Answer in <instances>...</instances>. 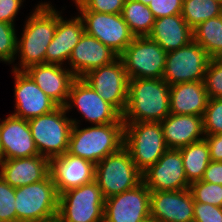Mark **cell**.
I'll list each match as a JSON object with an SVG mask.
<instances>
[{
	"instance_id": "obj_1",
	"label": "cell",
	"mask_w": 222,
	"mask_h": 222,
	"mask_svg": "<svg viewBox=\"0 0 222 222\" xmlns=\"http://www.w3.org/2000/svg\"><path fill=\"white\" fill-rule=\"evenodd\" d=\"M34 9L25 21L22 37L17 38L16 56L20 63L14 65V70L25 71L45 63L47 47L57 27V10L49 2H41Z\"/></svg>"
},
{
	"instance_id": "obj_2",
	"label": "cell",
	"mask_w": 222,
	"mask_h": 222,
	"mask_svg": "<svg viewBox=\"0 0 222 222\" xmlns=\"http://www.w3.org/2000/svg\"><path fill=\"white\" fill-rule=\"evenodd\" d=\"M169 90L163 79H129L123 122H162L170 114Z\"/></svg>"
},
{
	"instance_id": "obj_3",
	"label": "cell",
	"mask_w": 222,
	"mask_h": 222,
	"mask_svg": "<svg viewBox=\"0 0 222 222\" xmlns=\"http://www.w3.org/2000/svg\"><path fill=\"white\" fill-rule=\"evenodd\" d=\"M68 153L95 165L109 154L117 152L124 143V122L88 126L80 129V120L72 119Z\"/></svg>"
},
{
	"instance_id": "obj_4",
	"label": "cell",
	"mask_w": 222,
	"mask_h": 222,
	"mask_svg": "<svg viewBox=\"0 0 222 222\" xmlns=\"http://www.w3.org/2000/svg\"><path fill=\"white\" fill-rule=\"evenodd\" d=\"M16 222H44L57 217L59 194L50 174L43 180L15 188Z\"/></svg>"
},
{
	"instance_id": "obj_5",
	"label": "cell",
	"mask_w": 222,
	"mask_h": 222,
	"mask_svg": "<svg viewBox=\"0 0 222 222\" xmlns=\"http://www.w3.org/2000/svg\"><path fill=\"white\" fill-rule=\"evenodd\" d=\"M123 146L141 173L168 150L160 122H124Z\"/></svg>"
},
{
	"instance_id": "obj_6",
	"label": "cell",
	"mask_w": 222,
	"mask_h": 222,
	"mask_svg": "<svg viewBox=\"0 0 222 222\" xmlns=\"http://www.w3.org/2000/svg\"><path fill=\"white\" fill-rule=\"evenodd\" d=\"M64 106L52 112L28 120V125L39 152L48 159L68 151L73 122L66 116Z\"/></svg>"
},
{
	"instance_id": "obj_7",
	"label": "cell",
	"mask_w": 222,
	"mask_h": 222,
	"mask_svg": "<svg viewBox=\"0 0 222 222\" xmlns=\"http://www.w3.org/2000/svg\"><path fill=\"white\" fill-rule=\"evenodd\" d=\"M95 181L107 199L135 188L142 182V173L123 146L95 165Z\"/></svg>"
},
{
	"instance_id": "obj_8",
	"label": "cell",
	"mask_w": 222,
	"mask_h": 222,
	"mask_svg": "<svg viewBox=\"0 0 222 222\" xmlns=\"http://www.w3.org/2000/svg\"><path fill=\"white\" fill-rule=\"evenodd\" d=\"M105 198L94 180L59 195L60 222H104Z\"/></svg>"
},
{
	"instance_id": "obj_9",
	"label": "cell",
	"mask_w": 222,
	"mask_h": 222,
	"mask_svg": "<svg viewBox=\"0 0 222 222\" xmlns=\"http://www.w3.org/2000/svg\"><path fill=\"white\" fill-rule=\"evenodd\" d=\"M167 52L148 37H135L119 55L129 79H162Z\"/></svg>"
},
{
	"instance_id": "obj_10",
	"label": "cell",
	"mask_w": 222,
	"mask_h": 222,
	"mask_svg": "<svg viewBox=\"0 0 222 222\" xmlns=\"http://www.w3.org/2000/svg\"><path fill=\"white\" fill-rule=\"evenodd\" d=\"M207 52L194 40L167 52L163 80L169 85L204 81L210 61Z\"/></svg>"
},
{
	"instance_id": "obj_11",
	"label": "cell",
	"mask_w": 222,
	"mask_h": 222,
	"mask_svg": "<svg viewBox=\"0 0 222 222\" xmlns=\"http://www.w3.org/2000/svg\"><path fill=\"white\" fill-rule=\"evenodd\" d=\"M107 103L121 115L127 105L129 78L122 60L118 57L112 63L88 71L81 77Z\"/></svg>"
},
{
	"instance_id": "obj_12",
	"label": "cell",
	"mask_w": 222,
	"mask_h": 222,
	"mask_svg": "<svg viewBox=\"0 0 222 222\" xmlns=\"http://www.w3.org/2000/svg\"><path fill=\"white\" fill-rule=\"evenodd\" d=\"M79 16L85 33L101 41L118 56L135 38L121 14L80 11Z\"/></svg>"
},
{
	"instance_id": "obj_13",
	"label": "cell",
	"mask_w": 222,
	"mask_h": 222,
	"mask_svg": "<svg viewBox=\"0 0 222 222\" xmlns=\"http://www.w3.org/2000/svg\"><path fill=\"white\" fill-rule=\"evenodd\" d=\"M76 107L82 117L92 125L123 122L122 115L82 78L73 82L65 109L68 112Z\"/></svg>"
},
{
	"instance_id": "obj_14",
	"label": "cell",
	"mask_w": 222,
	"mask_h": 222,
	"mask_svg": "<svg viewBox=\"0 0 222 222\" xmlns=\"http://www.w3.org/2000/svg\"><path fill=\"white\" fill-rule=\"evenodd\" d=\"M150 193L141 182L133 189L105 199L104 222H144L149 219Z\"/></svg>"
},
{
	"instance_id": "obj_15",
	"label": "cell",
	"mask_w": 222,
	"mask_h": 222,
	"mask_svg": "<svg viewBox=\"0 0 222 222\" xmlns=\"http://www.w3.org/2000/svg\"><path fill=\"white\" fill-rule=\"evenodd\" d=\"M142 182L150 191L186 190L190 187L179 149H168L142 173Z\"/></svg>"
},
{
	"instance_id": "obj_16",
	"label": "cell",
	"mask_w": 222,
	"mask_h": 222,
	"mask_svg": "<svg viewBox=\"0 0 222 222\" xmlns=\"http://www.w3.org/2000/svg\"><path fill=\"white\" fill-rule=\"evenodd\" d=\"M15 78L13 116L30 120L52 112L58 105L49 98L25 71L12 69Z\"/></svg>"
},
{
	"instance_id": "obj_17",
	"label": "cell",
	"mask_w": 222,
	"mask_h": 222,
	"mask_svg": "<svg viewBox=\"0 0 222 222\" xmlns=\"http://www.w3.org/2000/svg\"><path fill=\"white\" fill-rule=\"evenodd\" d=\"M49 172L59 195L95 180V164L68 152L49 159Z\"/></svg>"
},
{
	"instance_id": "obj_18",
	"label": "cell",
	"mask_w": 222,
	"mask_h": 222,
	"mask_svg": "<svg viewBox=\"0 0 222 222\" xmlns=\"http://www.w3.org/2000/svg\"><path fill=\"white\" fill-rule=\"evenodd\" d=\"M194 200L188 189L151 191L150 217L157 222H192Z\"/></svg>"
},
{
	"instance_id": "obj_19",
	"label": "cell",
	"mask_w": 222,
	"mask_h": 222,
	"mask_svg": "<svg viewBox=\"0 0 222 222\" xmlns=\"http://www.w3.org/2000/svg\"><path fill=\"white\" fill-rule=\"evenodd\" d=\"M25 72L58 106H65L71 86L77 78L69 68L58 64L42 63L30 66Z\"/></svg>"
},
{
	"instance_id": "obj_20",
	"label": "cell",
	"mask_w": 222,
	"mask_h": 222,
	"mask_svg": "<svg viewBox=\"0 0 222 222\" xmlns=\"http://www.w3.org/2000/svg\"><path fill=\"white\" fill-rule=\"evenodd\" d=\"M0 121V145L4 160L39 155L28 120L9 114Z\"/></svg>"
},
{
	"instance_id": "obj_21",
	"label": "cell",
	"mask_w": 222,
	"mask_h": 222,
	"mask_svg": "<svg viewBox=\"0 0 222 222\" xmlns=\"http://www.w3.org/2000/svg\"><path fill=\"white\" fill-rule=\"evenodd\" d=\"M119 56L101 41L86 33L74 47L68 61L71 72L81 78L88 71L108 65Z\"/></svg>"
},
{
	"instance_id": "obj_22",
	"label": "cell",
	"mask_w": 222,
	"mask_h": 222,
	"mask_svg": "<svg viewBox=\"0 0 222 222\" xmlns=\"http://www.w3.org/2000/svg\"><path fill=\"white\" fill-rule=\"evenodd\" d=\"M61 13L57 10V27L47 47L45 63L63 66L64 62L69 61L74 47L85 31L83 20L79 15L73 19L64 20Z\"/></svg>"
},
{
	"instance_id": "obj_23",
	"label": "cell",
	"mask_w": 222,
	"mask_h": 222,
	"mask_svg": "<svg viewBox=\"0 0 222 222\" xmlns=\"http://www.w3.org/2000/svg\"><path fill=\"white\" fill-rule=\"evenodd\" d=\"M49 174V159L43 155L6 159L0 164L1 178L13 188L39 182Z\"/></svg>"
},
{
	"instance_id": "obj_24",
	"label": "cell",
	"mask_w": 222,
	"mask_h": 222,
	"mask_svg": "<svg viewBox=\"0 0 222 222\" xmlns=\"http://www.w3.org/2000/svg\"><path fill=\"white\" fill-rule=\"evenodd\" d=\"M160 124L168 149H179L205 137L202 116L169 114Z\"/></svg>"
},
{
	"instance_id": "obj_25",
	"label": "cell",
	"mask_w": 222,
	"mask_h": 222,
	"mask_svg": "<svg viewBox=\"0 0 222 222\" xmlns=\"http://www.w3.org/2000/svg\"><path fill=\"white\" fill-rule=\"evenodd\" d=\"M170 114L203 116L209 100L204 81L170 86Z\"/></svg>"
},
{
	"instance_id": "obj_26",
	"label": "cell",
	"mask_w": 222,
	"mask_h": 222,
	"mask_svg": "<svg viewBox=\"0 0 222 222\" xmlns=\"http://www.w3.org/2000/svg\"><path fill=\"white\" fill-rule=\"evenodd\" d=\"M148 38L170 52L193 41V29L181 14L165 16L155 19Z\"/></svg>"
},
{
	"instance_id": "obj_27",
	"label": "cell",
	"mask_w": 222,
	"mask_h": 222,
	"mask_svg": "<svg viewBox=\"0 0 222 222\" xmlns=\"http://www.w3.org/2000/svg\"><path fill=\"white\" fill-rule=\"evenodd\" d=\"M179 150L188 183L200 181L208 164L211 162L207 141L202 139L181 147Z\"/></svg>"
},
{
	"instance_id": "obj_28",
	"label": "cell",
	"mask_w": 222,
	"mask_h": 222,
	"mask_svg": "<svg viewBox=\"0 0 222 222\" xmlns=\"http://www.w3.org/2000/svg\"><path fill=\"white\" fill-rule=\"evenodd\" d=\"M193 40L212 58H222V15L208 19L193 29Z\"/></svg>"
},
{
	"instance_id": "obj_29",
	"label": "cell",
	"mask_w": 222,
	"mask_h": 222,
	"mask_svg": "<svg viewBox=\"0 0 222 222\" xmlns=\"http://www.w3.org/2000/svg\"><path fill=\"white\" fill-rule=\"evenodd\" d=\"M121 15L135 37L149 36L155 17L147 5L125 0Z\"/></svg>"
},
{
	"instance_id": "obj_30",
	"label": "cell",
	"mask_w": 222,
	"mask_h": 222,
	"mask_svg": "<svg viewBox=\"0 0 222 222\" xmlns=\"http://www.w3.org/2000/svg\"><path fill=\"white\" fill-rule=\"evenodd\" d=\"M181 15L186 23L194 29L203 21L222 15V1L183 0Z\"/></svg>"
},
{
	"instance_id": "obj_31",
	"label": "cell",
	"mask_w": 222,
	"mask_h": 222,
	"mask_svg": "<svg viewBox=\"0 0 222 222\" xmlns=\"http://www.w3.org/2000/svg\"><path fill=\"white\" fill-rule=\"evenodd\" d=\"M189 190L194 202L222 207V185L200 180L191 183Z\"/></svg>"
},
{
	"instance_id": "obj_32",
	"label": "cell",
	"mask_w": 222,
	"mask_h": 222,
	"mask_svg": "<svg viewBox=\"0 0 222 222\" xmlns=\"http://www.w3.org/2000/svg\"><path fill=\"white\" fill-rule=\"evenodd\" d=\"M202 121L204 135L222 133V98H209Z\"/></svg>"
},
{
	"instance_id": "obj_33",
	"label": "cell",
	"mask_w": 222,
	"mask_h": 222,
	"mask_svg": "<svg viewBox=\"0 0 222 222\" xmlns=\"http://www.w3.org/2000/svg\"><path fill=\"white\" fill-rule=\"evenodd\" d=\"M14 24L0 22V61L14 63L17 50V34Z\"/></svg>"
},
{
	"instance_id": "obj_34",
	"label": "cell",
	"mask_w": 222,
	"mask_h": 222,
	"mask_svg": "<svg viewBox=\"0 0 222 222\" xmlns=\"http://www.w3.org/2000/svg\"><path fill=\"white\" fill-rule=\"evenodd\" d=\"M204 83L209 98H222V58L210 59Z\"/></svg>"
},
{
	"instance_id": "obj_35",
	"label": "cell",
	"mask_w": 222,
	"mask_h": 222,
	"mask_svg": "<svg viewBox=\"0 0 222 222\" xmlns=\"http://www.w3.org/2000/svg\"><path fill=\"white\" fill-rule=\"evenodd\" d=\"M15 188L0 176V221L16 222Z\"/></svg>"
},
{
	"instance_id": "obj_36",
	"label": "cell",
	"mask_w": 222,
	"mask_h": 222,
	"mask_svg": "<svg viewBox=\"0 0 222 222\" xmlns=\"http://www.w3.org/2000/svg\"><path fill=\"white\" fill-rule=\"evenodd\" d=\"M79 11L121 14L125 0H72Z\"/></svg>"
},
{
	"instance_id": "obj_37",
	"label": "cell",
	"mask_w": 222,
	"mask_h": 222,
	"mask_svg": "<svg viewBox=\"0 0 222 222\" xmlns=\"http://www.w3.org/2000/svg\"><path fill=\"white\" fill-rule=\"evenodd\" d=\"M183 0H152L148 7L155 19L181 14Z\"/></svg>"
},
{
	"instance_id": "obj_38",
	"label": "cell",
	"mask_w": 222,
	"mask_h": 222,
	"mask_svg": "<svg viewBox=\"0 0 222 222\" xmlns=\"http://www.w3.org/2000/svg\"><path fill=\"white\" fill-rule=\"evenodd\" d=\"M194 222H222V207L206 203H194Z\"/></svg>"
},
{
	"instance_id": "obj_39",
	"label": "cell",
	"mask_w": 222,
	"mask_h": 222,
	"mask_svg": "<svg viewBox=\"0 0 222 222\" xmlns=\"http://www.w3.org/2000/svg\"><path fill=\"white\" fill-rule=\"evenodd\" d=\"M24 0H0V22L14 24Z\"/></svg>"
},
{
	"instance_id": "obj_40",
	"label": "cell",
	"mask_w": 222,
	"mask_h": 222,
	"mask_svg": "<svg viewBox=\"0 0 222 222\" xmlns=\"http://www.w3.org/2000/svg\"><path fill=\"white\" fill-rule=\"evenodd\" d=\"M201 180L222 185V161H211L204 171Z\"/></svg>"
},
{
	"instance_id": "obj_41",
	"label": "cell",
	"mask_w": 222,
	"mask_h": 222,
	"mask_svg": "<svg viewBox=\"0 0 222 222\" xmlns=\"http://www.w3.org/2000/svg\"><path fill=\"white\" fill-rule=\"evenodd\" d=\"M208 143L211 161H222V133L217 135H205Z\"/></svg>"
},
{
	"instance_id": "obj_42",
	"label": "cell",
	"mask_w": 222,
	"mask_h": 222,
	"mask_svg": "<svg viewBox=\"0 0 222 222\" xmlns=\"http://www.w3.org/2000/svg\"><path fill=\"white\" fill-rule=\"evenodd\" d=\"M134 1H137V2H142L143 4L145 5H149V3L152 1V0H134Z\"/></svg>"
},
{
	"instance_id": "obj_43",
	"label": "cell",
	"mask_w": 222,
	"mask_h": 222,
	"mask_svg": "<svg viewBox=\"0 0 222 222\" xmlns=\"http://www.w3.org/2000/svg\"><path fill=\"white\" fill-rule=\"evenodd\" d=\"M3 160H4V157H3V152H2V149H1V145H0V164Z\"/></svg>"
},
{
	"instance_id": "obj_44",
	"label": "cell",
	"mask_w": 222,
	"mask_h": 222,
	"mask_svg": "<svg viewBox=\"0 0 222 222\" xmlns=\"http://www.w3.org/2000/svg\"><path fill=\"white\" fill-rule=\"evenodd\" d=\"M44 222H60V221H59L58 218L56 217V218H54V219H51V220H48V221H44Z\"/></svg>"
},
{
	"instance_id": "obj_45",
	"label": "cell",
	"mask_w": 222,
	"mask_h": 222,
	"mask_svg": "<svg viewBox=\"0 0 222 222\" xmlns=\"http://www.w3.org/2000/svg\"><path fill=\"white\" fill-rule=\"evenodd\" d=\"M144 222H157V221L150 217L149 219L145 220Z\"/></svg>"
}]
</instances>
